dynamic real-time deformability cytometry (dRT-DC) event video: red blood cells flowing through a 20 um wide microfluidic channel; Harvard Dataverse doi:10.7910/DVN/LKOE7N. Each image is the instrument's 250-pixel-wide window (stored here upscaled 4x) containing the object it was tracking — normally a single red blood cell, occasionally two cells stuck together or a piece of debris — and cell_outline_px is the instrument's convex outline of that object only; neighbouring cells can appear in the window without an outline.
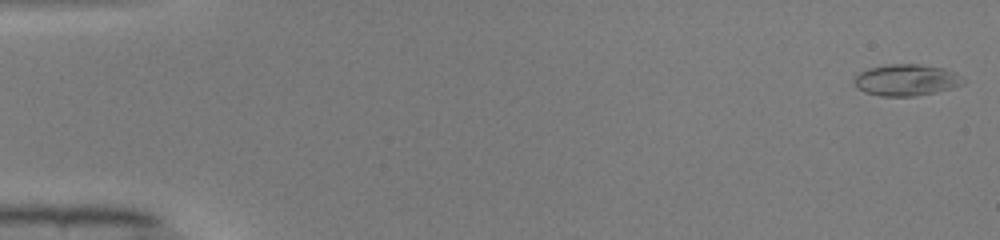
{"species": "common noctule bat (a hibernating species)", "species_latin": "Nyctalus noctula", "temperature_condition": "warm", "stored_images_in_passage": 14, "camera_frame_rate_fps": 3000, "um_per_image_px": 0.085, "animal": {"sex": "male", "body_mass_g": 19.0, "forearm_length_mm": 50.8}, "frame": {"image": 1, "passage_image": 1, "time_ms": 0.0, "image_size_px": [1000, 240], "cell_outline_px": [[968, 80], [964, 84], [952, 88], [936, 92], [916, 96], [880, 96], [864, 92], [856, 88], [852, 80], [860, 72], [868, 68], [884, 64], [916, 64], [944, 68], [956, 72]], "centroid_in_image_um": [77.05, 6.8], "position_along_channel_um": 7.9, "area_um2": 20.4}}
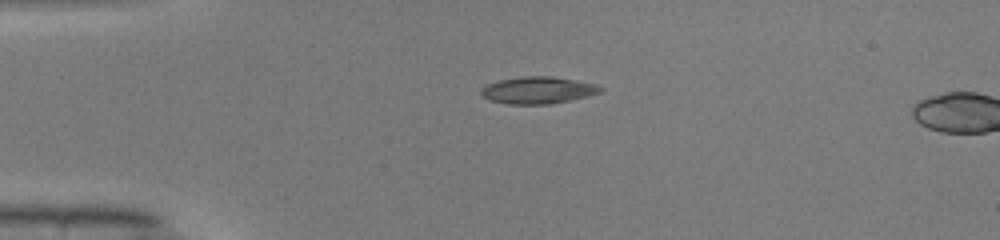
{"frame": {"image": 2, "passage_image": 12, "time_ms": 3.667, "image_size_px": [1000, 240], "cell_outline_px": [[604, 88], [600, 92], [588, 96], [548, 104], [508, 104], [492, 100], [484, 96], [480, 92], [480, 88], [488, 84], [500, 80], [524, 76], [552, 76], [576, 80], [596, 84]], "centroid_in_image_um": [45.74, 7.66], "position_along_channel_um": 39.3, "area_um2": 18.55}}